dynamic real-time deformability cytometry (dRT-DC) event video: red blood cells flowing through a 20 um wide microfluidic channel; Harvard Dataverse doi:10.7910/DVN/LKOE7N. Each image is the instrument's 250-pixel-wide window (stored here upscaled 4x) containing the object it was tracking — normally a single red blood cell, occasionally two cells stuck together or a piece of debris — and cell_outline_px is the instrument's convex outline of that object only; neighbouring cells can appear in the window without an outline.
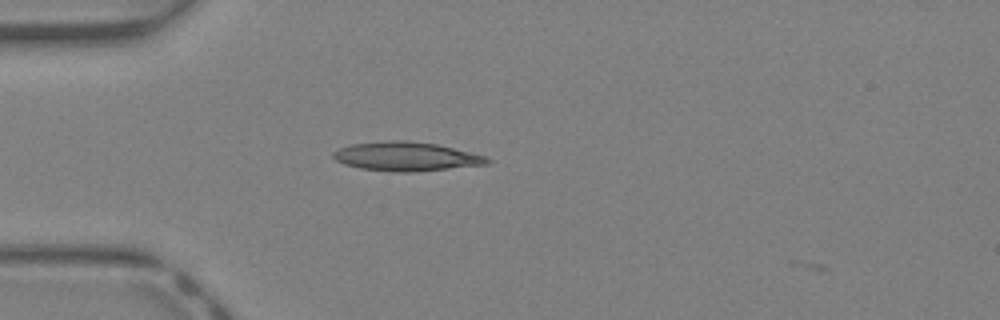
{"species": "Egyptian fruit bat (a non-hibernating species)", "species_latin": "Rousettus aegyptiacus", "temperature_condition": "warm", "stored_images_in_passage": 2, "camera_frame_rate_fps": 3000, "um_per_image_px": 0.085, "animal": {"sex": "female"}, "frame": {"image": 1, "passage_image": 1, "time_ms": 0.0, "image_size_px": [1000, 320], "cell_outline_px": [[492, 160], [488, 164], [412, 172], [392, 172], [360, 168], [344, 164], [336, 160], [332, 156], [332, 152], [348, 144], [388, 140], [404, 140], [436, 144], [484, 156]], "centroid_in_image_um": [34.46, 13.3], "position_along_channel_um": 50.5, "area_um2": 25.89}}